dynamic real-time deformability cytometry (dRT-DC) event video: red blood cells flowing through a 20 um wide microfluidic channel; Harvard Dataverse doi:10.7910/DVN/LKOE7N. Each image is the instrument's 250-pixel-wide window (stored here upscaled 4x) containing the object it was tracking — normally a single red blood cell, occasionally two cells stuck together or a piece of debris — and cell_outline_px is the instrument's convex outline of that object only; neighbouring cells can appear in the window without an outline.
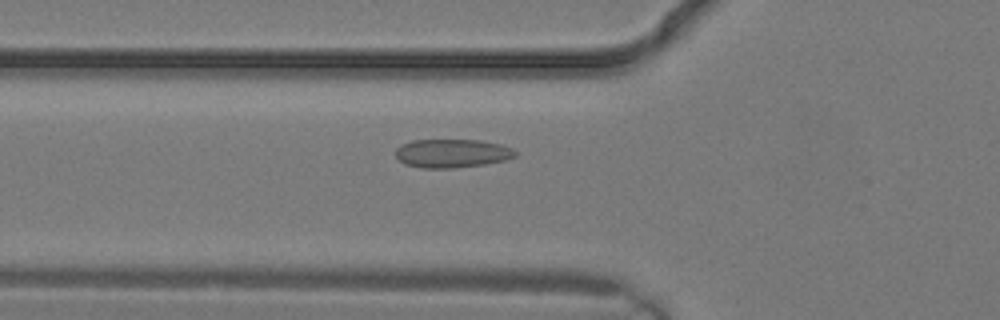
{"species": "common noctule bat (a hibernating species)", "species_latin": "Nyctalus noctula", "temperature_condition": "warm", "stored_images_in_passage": 4, "camera_frame_rate_fps": 3000, "um_per_image_px": 0.085, "animal": {"sex": "male", "body_mass_g": 19.2, "forearm_length_mm": 51.8}, "frame": {"image": 1, "passage_image": 4, "time_ms": 1.0, "image_size_px": [1000, 320], "cell_outline_px": [[516, 156], [508, 160], [484, 164], [456, 168], [420, 168], [404, 164], [396, 156], [396, 148], [400, 144], [412, 140], [480, 140], [500, 144], [512, 148], [516, 152]], "centroid_in_image_um": [38.42, 13.03], "position_along_channel_um": 87.4, "area_um2": 20.11}}